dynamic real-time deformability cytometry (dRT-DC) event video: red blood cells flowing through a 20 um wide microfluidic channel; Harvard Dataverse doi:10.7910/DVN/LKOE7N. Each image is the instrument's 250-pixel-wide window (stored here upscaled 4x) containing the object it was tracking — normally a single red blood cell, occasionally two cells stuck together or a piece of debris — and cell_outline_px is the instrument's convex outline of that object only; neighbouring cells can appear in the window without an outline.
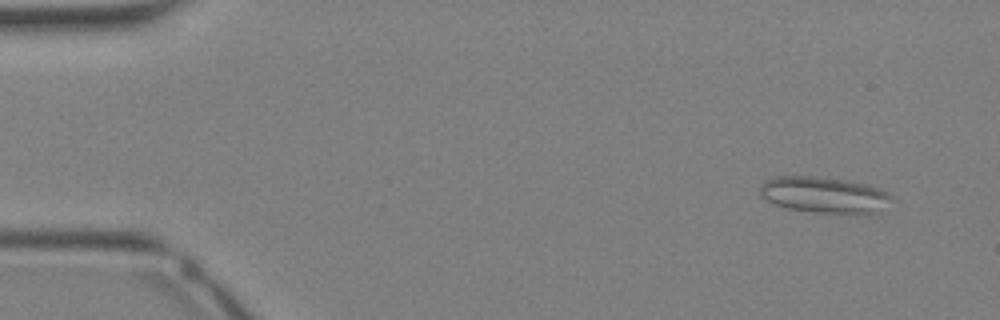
{"species": "Egyptian fruit bat (a non-hibernating species)", "species_latin": "Rousettus aegyptiacus", "temperature_condition": "warm", "stored_images_in_passage": 36, "camera_frame_rate_fps": 3000, "um_per_image_px": 0.085, "animal": {"sex": "female"}, "frame": {"image": 1, "passage_image": 3, "time_ms": 0.667, "image_size_px": [1000, 320], "cell_outline_px": [[896, 200], [876, 212], [816, 212], [788, 208], [764, 200], [760, 196], [760, 188], [764, 180], [776, 176], [812, 176], [844, 180], [864, 184], [880, 188], [888, 192]], "centroid_in_image_um": [70.04, 16.54], "position_along_channel_um": 15.0, "area_um2": 27.46}}
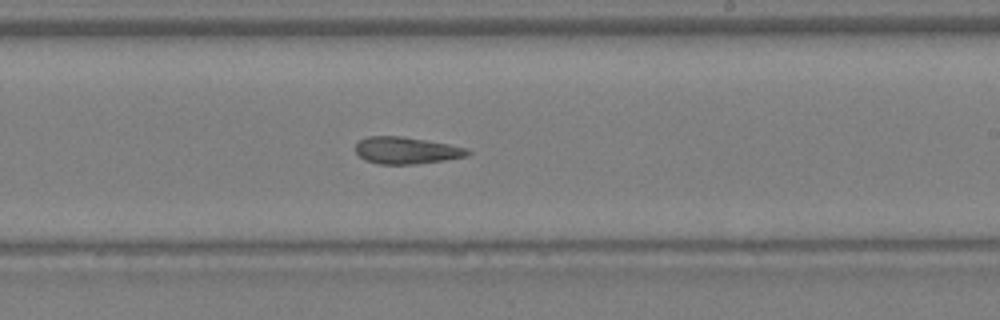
{"frame": {"image": 2, "passage_image": 21, "time_ms": 6.667, "image_size_px": [1000, 320], "cell_outline_px": [[472, 152], [468, 156], [444, 160], [416, 164], [380, 164], [364, 160], [356, 152], [356, 144], [360, 140], [368, 136], [400, 136], [448, 144], [468, 148]], "centroid_in_image_um": [34.56, 12.79], "position_along_channel_um": 254.4, "area_um2": 17.51}}
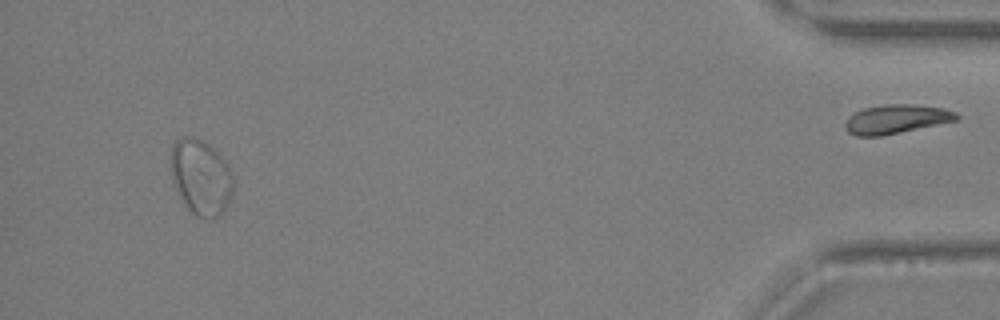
{"frame": {"image": 3, "passage_image": 33, "time_ms": 10.667, "image_size_px": [1000, 320], "cell_outline_px": [[236, 180], [232, 196], [228, 204], [212, 220], [196, 216], [184, 204], [176, 192], [172, 184], [168, 164], [168, 156], [172, 144], [176, 140], [184, 136], [192, 136], [204, 140], [228, 164]], "centroid_in_image_um": [17.03, 15.03], "position_along_channel_um": 418.2, "area_um2": 28.5}}